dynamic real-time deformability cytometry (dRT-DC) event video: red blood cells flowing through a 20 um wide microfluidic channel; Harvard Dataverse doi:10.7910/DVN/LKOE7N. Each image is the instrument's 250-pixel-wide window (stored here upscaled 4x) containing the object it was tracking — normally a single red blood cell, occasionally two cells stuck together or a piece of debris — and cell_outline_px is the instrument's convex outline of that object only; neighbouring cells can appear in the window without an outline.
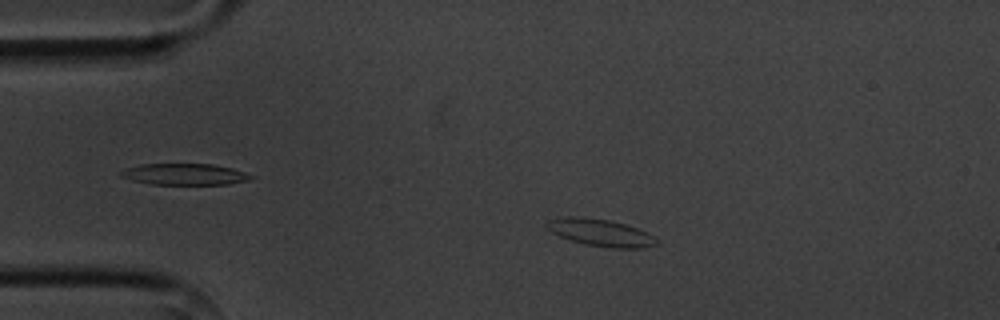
{"species": "common noctule bat (a hibernating species)", "species_latin": "Nyctalus noctula", "temperature_condition": "cold", "stored_images_in_passage": 5, "camera_frame_rate_fps": 3000, "um_per_image_px": 0.085, "animal": {"sex": "male", "body_mass_g": 20.1, "forearm_length_mm": 53.5}, "frame": {"image": 1, "passage_image": 2, "time_ms": 3.667, "image_size_px": [1000, 320], "cell_outline_px": [[660, 240], [656, 244], [644, 248], [612, 248], [584, 244], [560, 236], [552, 232], [544, 224], [548, 220], [568, 216], [576, 216], [608, 220], [624, 224], [636, 228], [656, 236]], "centroid_in_image_um": [51.08, 19.78], "position_along_channel_um": 33.9, "area_um2": 17.28}}
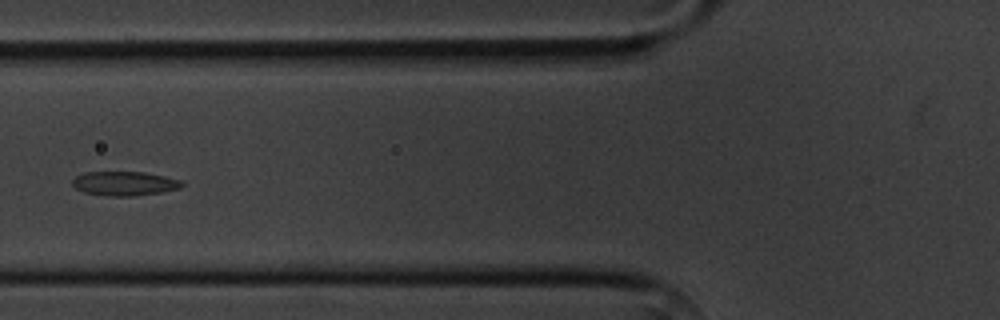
{"frame": {"image": 2, "passage_image": 5, "time_ms": 7.0, "image_size_px": [1000, 320], "cell_outline_px": [[184, 184], [180, 188], [160, 192], [132, 196], [112, 196], [84, 192], [76, 188], [72, 184], [72, 180], [76, 176], [84, 172], [144, 172], [184, 180]], "centroid_in_image_um": [10.6, 15.59], "position_along_channel_um": 115.2, "area_um2": 15.37}}